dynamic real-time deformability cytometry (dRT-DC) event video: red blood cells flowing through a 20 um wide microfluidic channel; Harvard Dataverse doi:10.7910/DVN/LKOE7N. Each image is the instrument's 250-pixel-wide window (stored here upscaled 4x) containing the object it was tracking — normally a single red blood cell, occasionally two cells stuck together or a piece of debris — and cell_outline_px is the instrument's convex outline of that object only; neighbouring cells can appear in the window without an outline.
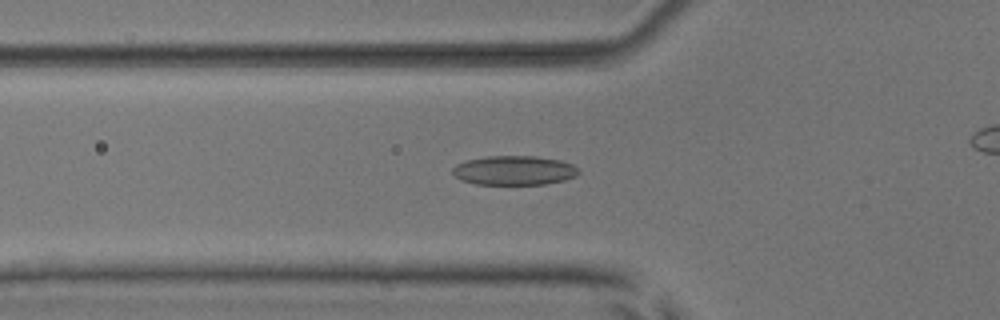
{"species": "common noctule bat (a hibernating species)", "species_latin": "Nyctalus noctula", "temperature_condition": "room temperature", "stored_images_in_passage": 46, "camera_frame_rate_fps": 3000, "um_per_image_px": 0.085, "animal": {"sex": "male", "body_mass_g": 17.9, "forearm_length_mm": 54.2}, "frame": {"image": 1, "passage_image": 18, "time_ms": 5.667, "image_size_px": [1000, 320], "cell_outline_px": [[580, 172], [576, 176], [564, 180], [544, 184], [476, 184], [460, 180], [452, 172], [452, 168], [456, 164], [468, 160], [488, 156], [536, 156], [560, 160], [572, 164], [580, 168]], "centroid_in_image_um": [43.73, 14.48], "position_along_channel_um": 82.1, "area_um2": 21.56}}
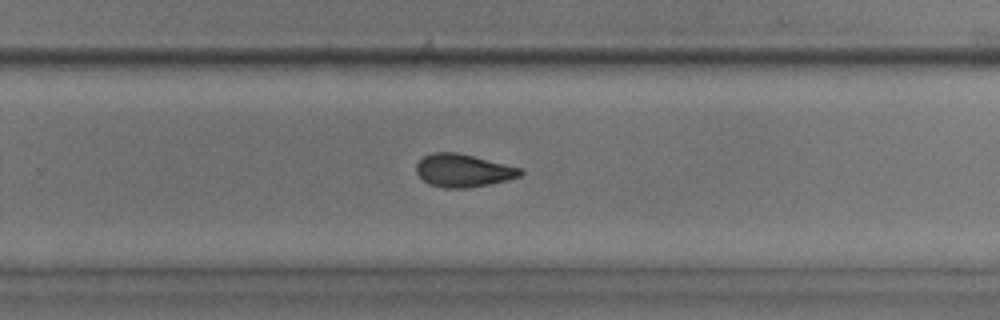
{"frame": {"image": 2, "passage_image": 34, "time_ms": 11.0, "image_size_px": [1000, 320], "cell_outline_px": [[524, 172], [520, 176], [508, 180], [468, 188], [444, 188], [428, 184], [416, 172], [416, 164], [424, 156], [432, 152], [456, 152], [520, 168]], "centroid_in_image_um": [39.34, 14.5], "position_along_channel_um": 290.5, "area_um2": 19.77}}
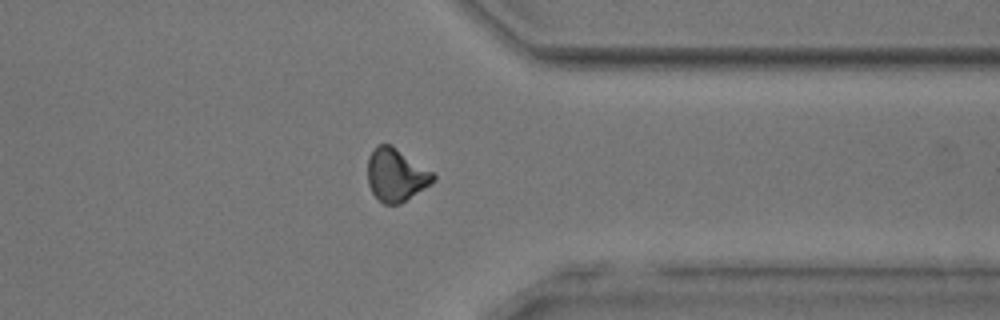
{"frame": {"image": 3, "passage_image": 41, "time_ms": 13.333, "image_size_px": [1000, 320], "cell_outline_px": [[436, 180], [432, 184], [400, 204], [384, 204], [372, 192], [368, 184], [368, 156], [376, 144], [392, 144], [432, 172], [436, 176]], "centroid_in_image_um": [33.66, 14.86], "position_along_channel_um": 377.7, "area_um2": 20.29}, "authors_computed_cell_mechanics": {"area_um2": 20.519, "velocity_mm_per_s": 3.9079, "shape_relaxation_time_tau1_ms": 6.4781, "shape_relaxation_time_tau2_ms": 3.1132, "deformation_change_tau1": 0.166, "deformation_change_tau2": 0.0885}}